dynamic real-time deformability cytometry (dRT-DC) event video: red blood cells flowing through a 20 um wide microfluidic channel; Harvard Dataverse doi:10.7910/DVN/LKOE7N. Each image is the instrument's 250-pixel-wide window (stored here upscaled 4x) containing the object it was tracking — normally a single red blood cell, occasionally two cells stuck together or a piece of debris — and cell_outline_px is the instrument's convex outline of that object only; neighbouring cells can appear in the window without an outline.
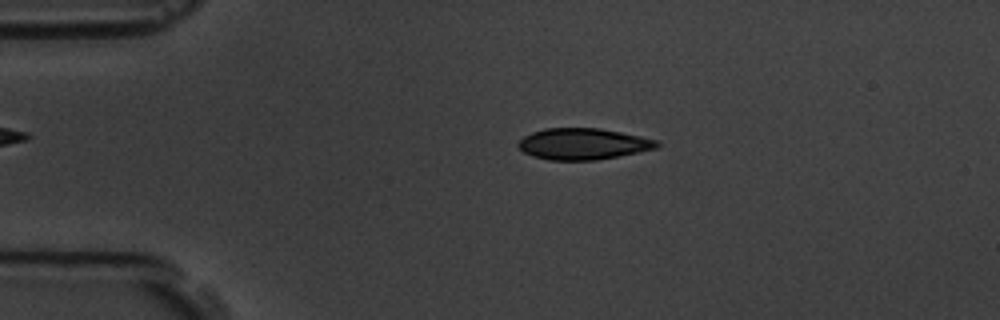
{"species": "common noctule bat (a hibernating species)", "species_latin": "Nyctalus noctula", "temperature_condition": "room temperature", "stored_images_in_passage": 4, "camera_frame_rate_fps": 3000, "um_per_image_px": 0.085, "animal": {"sex": "male", "body_mass_g": 19.5, "forearm_length_mm": 54.6}, "frame": {"image": 1, "passage_image": 3, "time_ms": 2.333, "image_size_px": [1000, 320], "cell_outline_px": [[660, 144], [656, 148], [640, 152], [596, 160], [548, 160], [532, 156], [524, 152], [516, 144], [524, 136], [532, 132], [544, 128], [600, 128], [640, 136], [656, 140]], "centroid_in_image_um": [49.54, 12.23], "position_along_channel_um": 35.5, "area_um2": 25.26}}